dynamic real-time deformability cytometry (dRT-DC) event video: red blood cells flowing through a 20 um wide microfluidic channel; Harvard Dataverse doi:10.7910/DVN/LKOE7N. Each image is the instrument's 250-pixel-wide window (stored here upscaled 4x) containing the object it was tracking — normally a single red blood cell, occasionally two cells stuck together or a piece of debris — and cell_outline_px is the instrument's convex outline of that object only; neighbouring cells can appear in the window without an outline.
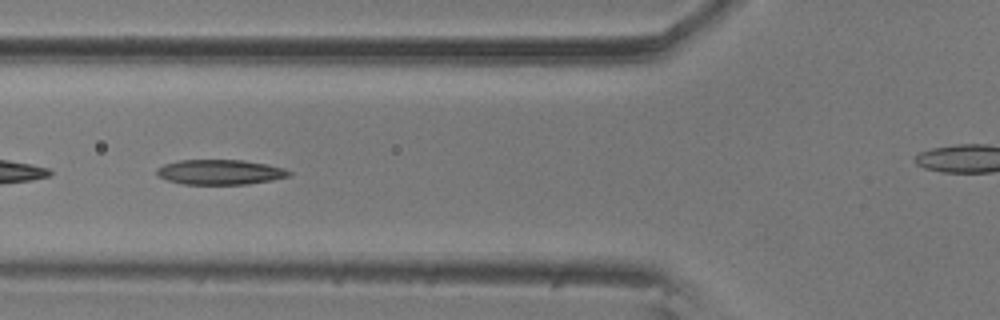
{"species": "common noctule bat (a hibernating species)", "species_latin": "Nyctalus noctula", "temperature_condition": "room temperature", "stored_images_in_passage": 58, "camera_frame_rate_fps": 3000, "um_per_image_px": 0.085, "animal": {"sex": "male", "body_mass_g": 20.5, "forearm_length_mm": 52.5}, "frame": {"image": 1, "passage_image": 21, "time_ms": 6.667, "image_size_px": [1000, 320], "cell_outline_px": [[292, 176], [272, 180], [248, 184], [184, 184], [168, 180], [160, 176], [156, 172], [156, 168], [164, 164], [180, 160], [244, 160], [268, 164], [284, 168], [292, 172]], "centroid_in_image_um": [18.76, 14.62], "position_along_channel_um": 107.0, "area_um2": 19.31}}
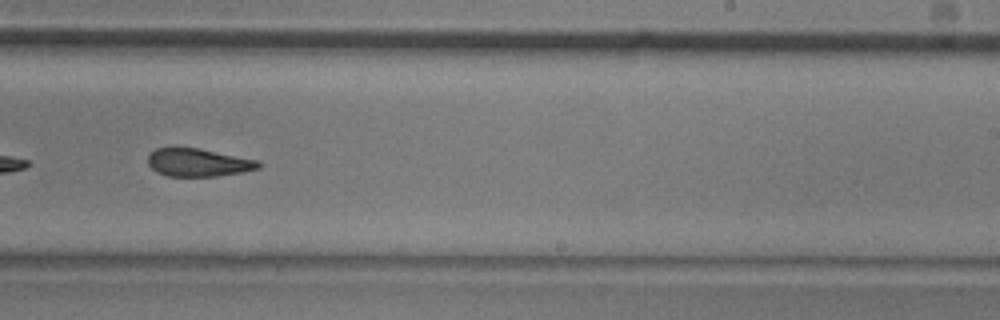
{"frame": {"image": 2, "passage_image": 35, "time_ms": 11.333, "image_size_px": [1000, 320], "cell_outline_px": [[264, 164], [260, 168], [240, 172], [216, 176], [168, 176], [156, 172], [148, 164], [148, 152], [156, 148], [200, 148], [260, 160]], "centroid_in_image_um": [16.88, 13.8], "position_along_channel_um": 272.1, "area_um2": 18.21}}
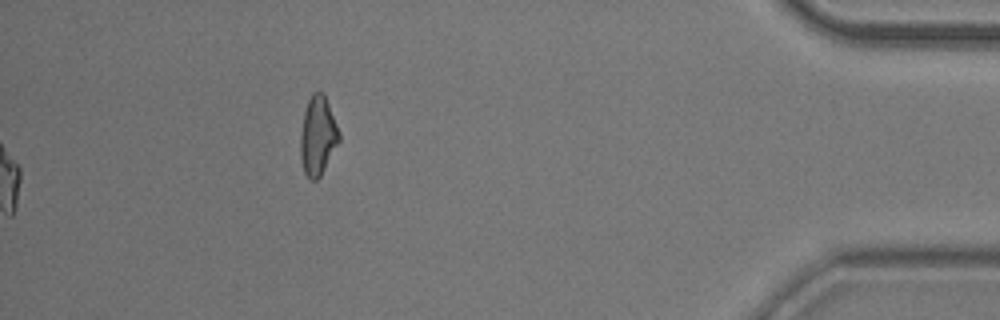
{"frame": {"image": 3, "passage_image": 58, "time_ms": 19.0, "image_size_px": [1000, 320], "cell_outline_px": [[340, 140], [320, 176], [316, 180], [312, 180], [304, 172], [300, 156], [300, 132], [304, 112], [308, 100], [312, 92], [324, 92], [340, 132]], "centroid_in_image_um": [27.01, 11.51], "position_along_channel_um": 408.2, "area_um2": 17.8}, "authors_computed_cell_mechanics": {"area_um2": 19.363, "velocity_mm_per_s": 3.5323, "shape_relaxation_time_tau1_ms": 6.9054, "shape_relaxation_time_tau2_ms": 4.3264, "deformation_change_tau1": 0.1811, "deformation_change_tau2": 0.1289}}